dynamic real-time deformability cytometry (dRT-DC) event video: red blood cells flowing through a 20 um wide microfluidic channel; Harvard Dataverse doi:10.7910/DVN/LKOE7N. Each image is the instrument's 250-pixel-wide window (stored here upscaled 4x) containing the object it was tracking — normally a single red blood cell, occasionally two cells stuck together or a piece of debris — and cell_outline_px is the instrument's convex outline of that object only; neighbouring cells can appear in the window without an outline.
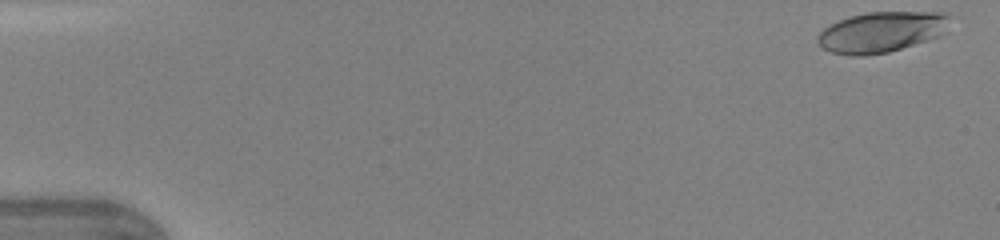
{"species": "human", "species_latin": "Homo sapiens", "temperature_condition": "warm", "stored_images_in_passage": 46, "camera_frame_rate_fps": 3000, "um_per_image_px": 0.085, "donor": {"sex": "female"}, "frame": {"image": 1, "passage_image": 1, "time_ms": 0.0, "image_size_px": [1000, 240], "cell_outline_px": [[948, 16], [940, 36], [928, 40], [888, 52], [864, 56], [852, 56], [832, 52], [824, 48], [816, 40], [816, 36], [824, 28], [840, 20], [852, 16], [868, 12], [940, 12]], "centroid_in_image_um": [74.86, 2.73], "position_along_channel_um": 10.1, "area_um2": 30.69}}
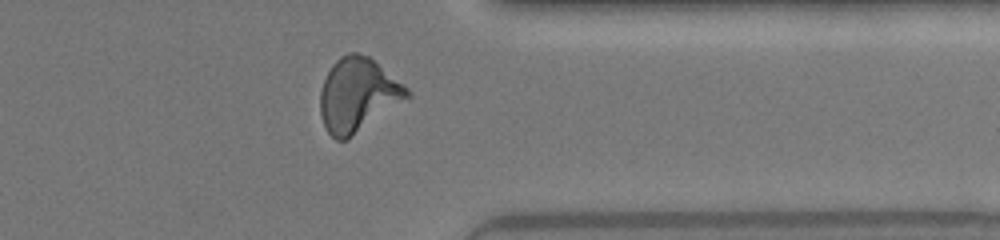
{"frame": {"image": 2, "passage_image": 37, "time_ms": 12.0, "image_size_px": [1000, 240], "cell_outline_px": [[412, 96], [344, 140], [336, 140], [328, 132], [324, 124], [320, 112], [320, 92], [324, 80], [332, 64], [340, 56], [348, 52], [356, 52], [368, 56], [408, 88], [412, 92]], "centroid_in_image_um": [30.41, 8.04], "position_along_channel_um": 381.0, "area_um2": 36.7}}
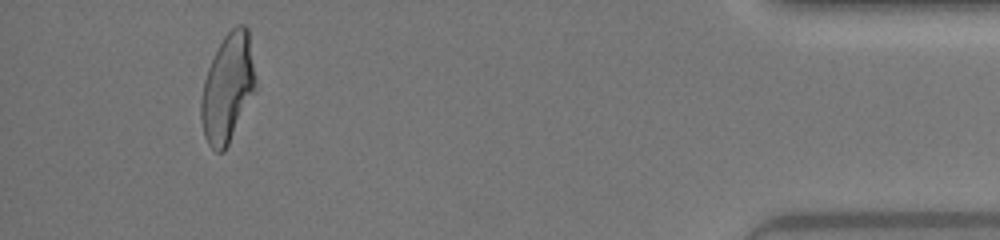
{"frame": {"image": 3, "passage_image": 43, "time_ms": 14.0, "image_size_px": [1000, 240], "cell_outline_px": [[256, 92], [224, 152], [216, 152], [208, 144], [204, 136], [200, 120], [200, 100], [204, 80], [208, 68], [224, 36], [236, 24], [244, 24], [248, 28], [256, 80]], "centroid_in_image_um": [19.36, 7.5], "position_along_channel_um": 415.8, "area_um2": 34.68}, "authors_computed_cell_mechanics": {"area_um2": 34.3621, "velocity_mm_per_s": 4.3868, "shape_relaxation_time_tau1_ms": 6.351, "shape_relaxation_time_tau2_ms": 1.2178, "deformation_change_tau1": 0.2663, "deformation_change_tau2": 0.1061}}